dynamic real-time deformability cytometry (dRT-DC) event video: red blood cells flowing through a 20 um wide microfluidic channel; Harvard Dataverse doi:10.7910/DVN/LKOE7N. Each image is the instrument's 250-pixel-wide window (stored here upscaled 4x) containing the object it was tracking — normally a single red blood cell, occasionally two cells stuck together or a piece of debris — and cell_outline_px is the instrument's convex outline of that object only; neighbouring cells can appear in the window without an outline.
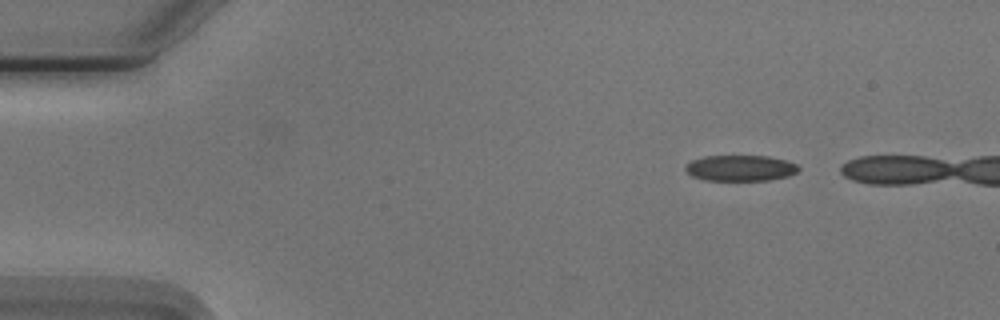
{"species": "Egyptian fruit bat (a non-hibernating species)", "species_latin": "Rousettus aegyptiacus", "temperature_condition": "cold", "stored_images_in_passage": 8, "camera_frame_rate_fps": 3000, "um_per_image_px": 0.085, "animal": {"sex": "male"}, "frame": {"image": 1, "passage_image": 1, "time_ms": 0.0, "image_size_px": [1000, 320], "cell_outline_px": [[800, 168], [796, 172], [788, 176], [768, 180], [704, 180], [692, 176], [684, 168], [684, 164], [692, 160], [704, 156], [768, 156], [784, 160], [796, 164]], "centroid_in_image_um": [62.89, 14.28], "position_along_channel_um": 22.1, "area_um2": 16.99}}